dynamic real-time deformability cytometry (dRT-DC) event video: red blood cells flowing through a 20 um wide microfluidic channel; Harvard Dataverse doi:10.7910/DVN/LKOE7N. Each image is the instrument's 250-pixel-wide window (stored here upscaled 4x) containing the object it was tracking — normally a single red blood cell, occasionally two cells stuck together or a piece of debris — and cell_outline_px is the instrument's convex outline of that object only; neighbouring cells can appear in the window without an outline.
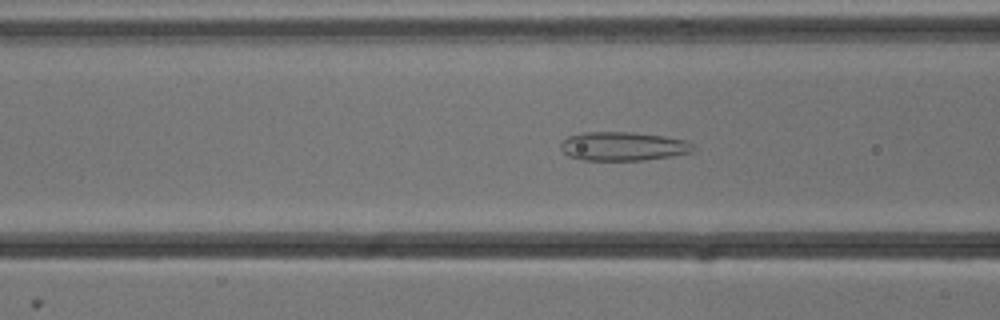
{"species": "common noctule bat (a hibernating species)", "species_latin": "Nyctalus noctula", "temperature_condition": "cold", "stored_images_in_passage": 53, "camera_frame_rate_fps": 3000, "um_per_image_px": 0.085, "animal": {"sex": "male", "body_mass_g": 13.3}, "frame": {"image": 1, "passage_image": 20, "time_ms": 6.333, "image_size_px": [1000, 320], "cell_outline_px": [[696, 148], [692, 152], [672, 156], [644, 160], [584, 160], [568, 156], [560, 148], [560, 144], [568, 136], [584, 132], [632, 132], [664, 136], [688, 140]], "centroid_in_image_um": [52.99, 12.43], "position_along_channel_um": 113.6, "area_um2": 22.37}}
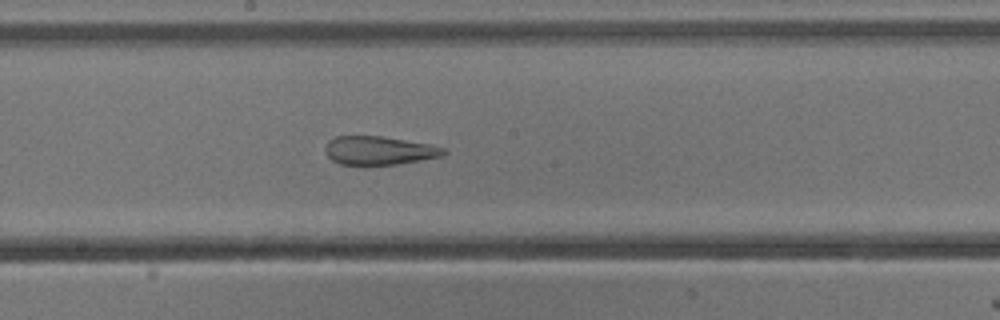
{"frame": {"image": 2, "passage_image": 28, "time_ms": 9.0, "image_size_px": [1000, 320], "cell_outline_px": [[448, 152], [444, 156], [396, 164], [340, 164], [332, 160], [328, 156], [324, 148], [328, 140], [336, 136], [380, 136], [428, 144], [444, 148]], "centroid_in_image_um": [32.21, 12.79], "position_along_channel_um": 216.0, "area_um2": 19.48}}
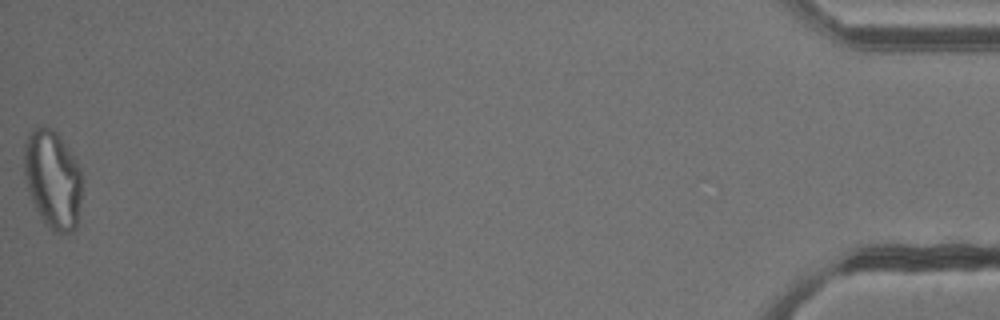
{"frame": {"image": 3, "passage_image": 53, "time_ms": 17.333, "image_size_px": [1000, 320], "cell_outline_px": [[80, 200], [76, 228], [72, 232], [52, 232], [48, 228], [40, 216], [32, 200], [28, 188], [24, 172], [24, 144], [32, 128], [48, 128], [56, 132], [68, 148], [76, 160], [80, 168]], "centroid_in_image_um": [4.47, 15.26], "position_along_channel_um": 430.7, "area_um2": 32.71}, "authors_computed_cell_mechanics": {"area_um2": 27.3394, "velocity_mm_per_s": 3.8356, "shape_relaxation_time_tau1_ms": null, "shape_relaxation_time_tau2_ms": 2.0254, "deformation_change_tau1": null, "deformation_change_tau2": 0.1128}}